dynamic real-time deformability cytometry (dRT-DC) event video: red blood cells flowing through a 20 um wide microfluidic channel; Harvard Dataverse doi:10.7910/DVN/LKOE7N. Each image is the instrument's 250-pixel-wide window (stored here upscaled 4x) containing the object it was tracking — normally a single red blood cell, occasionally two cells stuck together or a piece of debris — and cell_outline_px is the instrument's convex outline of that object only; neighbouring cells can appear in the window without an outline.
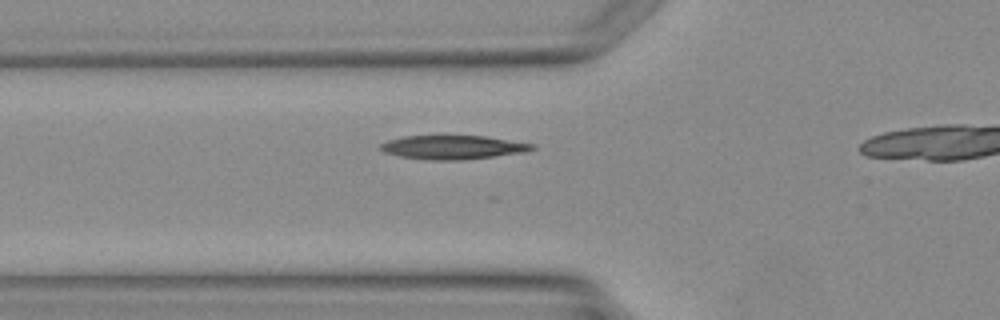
{"species": "Egyptian fruit bat (a non-hibernating species)", "species_latin": "Rousettus aegyptiacus", "temperature_condition": "warm", "stored_images_in_passage": 5, "camera_frame_rate_fps": 3000, "um_per_image_px": 0.085, "animal": {"sex": "female"}, "frame": {"image": 1, "passage_image": 4, "time_ms": 3.667, "image_size_px": [1000, 320], "cell_outline_px": [[536, 148], [524, 152], [496, 156], [460, 160], [432, 160], [400, 156], [384, 152], [380, 148], [380, 144], [388, 140], [404, 136], [484, 136], [536, 144]], "centroid_in_image_um": [38.52, 12.52], "position_along_channel_um": 87.3, "area_um2": 20.92}}